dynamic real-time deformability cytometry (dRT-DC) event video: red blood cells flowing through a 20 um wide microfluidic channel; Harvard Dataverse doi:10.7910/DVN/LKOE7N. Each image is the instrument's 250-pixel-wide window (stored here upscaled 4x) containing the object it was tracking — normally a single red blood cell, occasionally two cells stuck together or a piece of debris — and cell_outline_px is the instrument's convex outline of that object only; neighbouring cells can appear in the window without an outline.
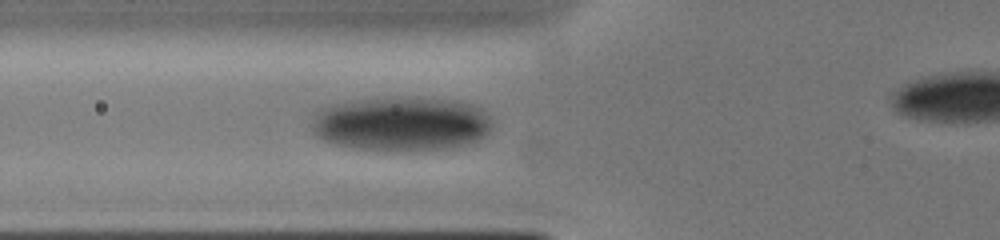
{"species": "human", "species_latin": "Homo sapiens", "temperature_condition": "cold", "stored_images_in_passage": 6, "camera_frame_rate_fps": 3000, "um_per_image_px": 0.085, "donor": {"sex": "male"}, "frame": {"image": 1, "passage_image": 5, "time_ms": 3.667, "image_size_px": [1000, 240], "cell_outline_px": [[492, 124], [488, 132], [484, 136], [472, 144], [452, 148], [356, 148], [336, 144], [324, 140], [312, 132], [312, 124], [316, 112], [320, 108], [332, 104], [356, 100], [408, 96], [460, 100], [472, 104], [480, 108], [488, 116]], "centroid_in_image_um": [34.14, 10.47], "position_along_channel_um": 91.7, "area_um2": 56.64}}